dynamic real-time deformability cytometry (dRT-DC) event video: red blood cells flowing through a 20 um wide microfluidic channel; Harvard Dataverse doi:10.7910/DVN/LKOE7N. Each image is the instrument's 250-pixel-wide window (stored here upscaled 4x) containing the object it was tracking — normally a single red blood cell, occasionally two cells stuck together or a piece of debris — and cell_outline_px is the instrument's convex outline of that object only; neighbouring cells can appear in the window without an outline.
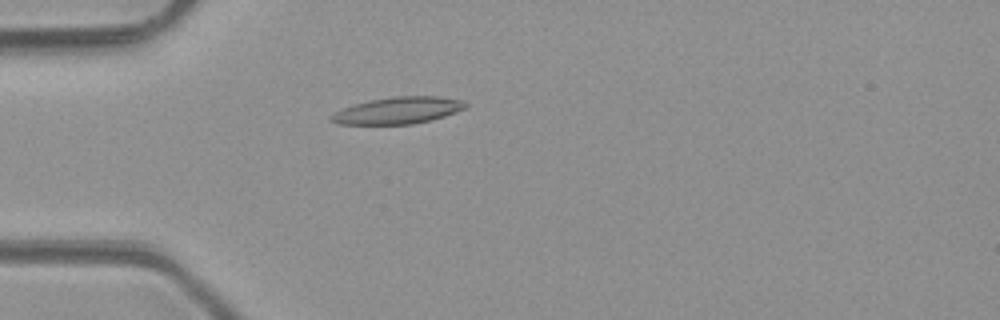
{"species": "common noctule bat (a hibernating species)", "species_latin": "Nyctalus noctula", "temperature_condition": "room temperature", "stored_images_in_passage": 5, "camera_frame_rate_fps": 3000, "um_per_image_px": 0.085, "animal": {"sex": "male", "body_mass_g": 23.1, "forearm_length_mm": 52.7}, "frame": {"image": 1, "passage_image": 5, "time_ms": 4.667, "image_size_px": [1000, 320], "cell_outline_px": [[468, 108], [432, 120], [412, 124], [336, 124], [328, 120], [328, 116], [344, 108], [368, 100], [392, 96], [440, 96], [464, 100], [468, 104]], "centroid_in_image_um": [33.86, 9.38], "position_along_channel_um": 51.1, "area_um2": 21.21}}